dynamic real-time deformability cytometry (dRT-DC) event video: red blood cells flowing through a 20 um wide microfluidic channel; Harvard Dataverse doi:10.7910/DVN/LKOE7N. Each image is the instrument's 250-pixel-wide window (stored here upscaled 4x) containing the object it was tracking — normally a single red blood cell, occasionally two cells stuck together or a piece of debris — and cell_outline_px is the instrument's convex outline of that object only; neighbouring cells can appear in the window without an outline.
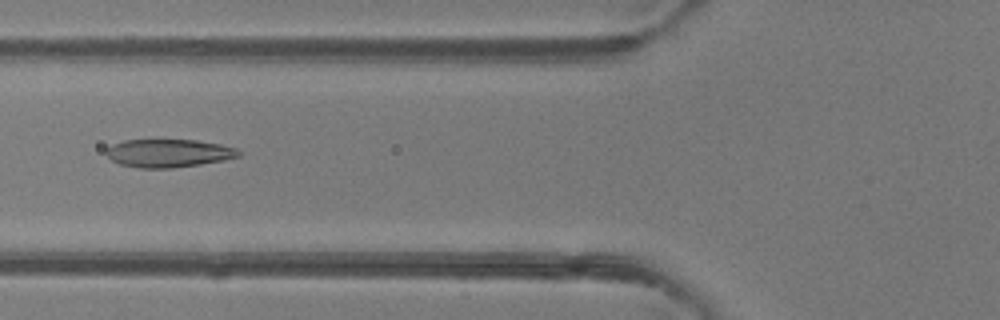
{"species": "common noctule bat (a hibernating species)", "species_latin": "Nyctalus noctula", "temperature_condition": "room temperature", "stored_images_in_passage": 2, "camera_frame_rate_fps": 3000, "um_per_image_px": 0.085, "animal": {"sex": "female"}, "frame": {"image": 1, "passage_image": 2, "time_ms": 1.0, "image_size_px": [1000, 320], "cell_outline_px": [[240, 156], [224, 160], [200, 164], [172, 168], [140, 168], [120, 164], [112, 160], [104, 152], [112, 144], [124, 140], [196, 140], [220, 144], [236, 148], [240, 152]], "centroid_in_image_um": [14.32, 13.02], "position_along_channel_um": 111.5, "area_um2": 21.62}}